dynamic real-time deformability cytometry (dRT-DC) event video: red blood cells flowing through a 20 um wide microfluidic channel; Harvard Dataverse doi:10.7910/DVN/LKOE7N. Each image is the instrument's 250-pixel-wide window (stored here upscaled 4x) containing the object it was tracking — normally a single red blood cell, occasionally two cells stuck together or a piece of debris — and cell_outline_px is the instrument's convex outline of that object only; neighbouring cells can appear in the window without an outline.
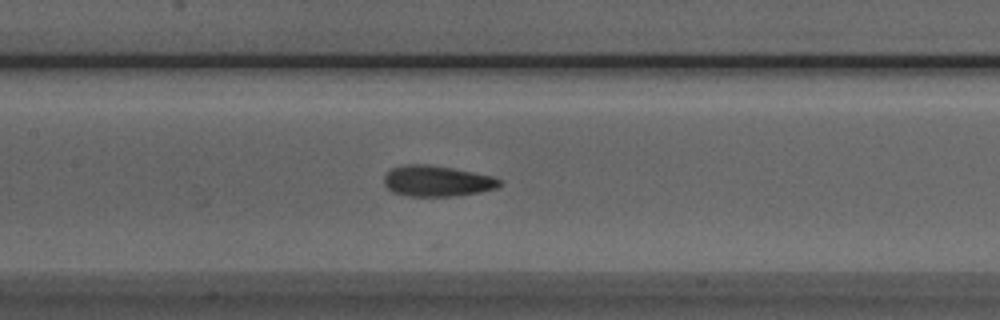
{"species": "Egyptian fruit bat (a non-hibernating species)", "species_latin": "Rousettus aegyptiacus", "temperature_condition": "room temperature", "stored_images_in_passage": 33, "camera_frame_rate_fps": 3000, "um_per_image_px": 0.085, "animal": {"sex": "male"}, "frame": {"image": 1, "passage_image": 9, "time_ms": 2.667, "image_size_px": [1000, 320], "cell_outline_px": [[500, 184], [496, 188], [480, 192], [452, 196], [408, 196], [392, 192], [384, 184], [384, 176], [392, 168], [404, 164], [428, 164], [452, 168], [492, 176], [500, 180]], "centroid_in_image_um": [37.1, 15.38], "position_along_channel_um": 170.3, "area_um2": 20.63}}
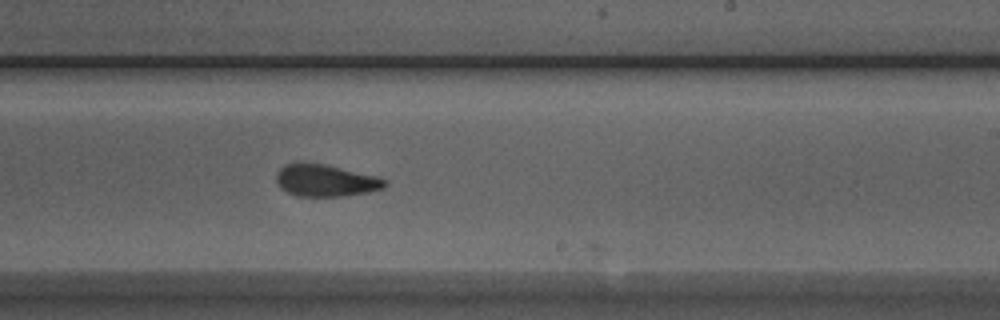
{"frame": {"image": 2, "passage_image": 16, "time_ms": 5.0, "image_size_px": [1000, 320], "cell_outline_px": [[388, 184], [384, 188], [368, 192], [344, 196], [296, 196], [280, 188], [276, 184], [276, 172], [284, 164], [324, 164], [376, 176], [388, 180]], "centroid_in_image_um": [27.68, 15.36], "position_along_channel_um": 261.3, "area_um2": 20.11}}
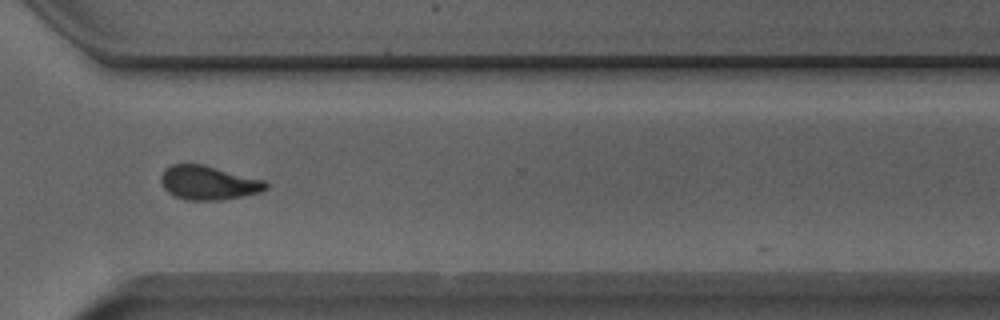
{"frame": {"image": 3, "passage_image": 23, "time_ms": 7.333, "image_size_px": [1000, 320], "cell_outline_px": [[268, 188], [260, 192], [224, 200], [188, 200], [172, 196], [164, 188], [160, 180], [160, 176], [164, 168], [172, 164], [204, 164], [264, 180], [268, 184]], "centroid_in_image_um": [17.69, 15.53], "position_along_channel_um": 352.9, "area_um2": 20.98}, "authors_computed_cell_mechanics": {"area_um2": 20.6346, "velocity_mm_per_s": 3.9071, "shape_relaxation_time_tau1_ms": 0.7542, "shape_relaxation_time_tau2_ms": null, "deformation_change_tau1": 0.2503, "deformation_change_tau2": null}}